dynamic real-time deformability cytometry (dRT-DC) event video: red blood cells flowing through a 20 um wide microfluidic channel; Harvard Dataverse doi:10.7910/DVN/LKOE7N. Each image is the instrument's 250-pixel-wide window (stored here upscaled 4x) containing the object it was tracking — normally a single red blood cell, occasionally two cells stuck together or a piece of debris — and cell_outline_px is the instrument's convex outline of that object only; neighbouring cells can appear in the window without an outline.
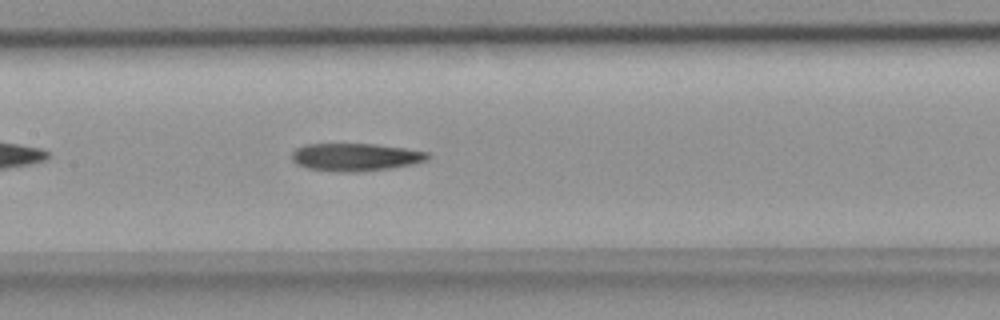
{"species": "common noctule bat (a hibernating species)", "species_latin": "Nyctalus noctula", "temperature_condition": "room temperature", "stored_images_in_passage": 38, "camera_frame_rate_fps": 3000, "um_per_image_px": 0.085, "animal": {"sex": "female", "body_mass_g": 18.4}, "frame": {"image": 1, "passage_image": 11, "time_ms": 3.333, "image_size_px": [1000, 320], "cell_outline_px": [[432, 156], [428, 160], [412, 164], [388, 168], [348, 172], [308, 168], [296, 164], [292, 160], [292, 152], [296, 148], [304, 144], [376, 144], [404, 148], [428, 152]], "centroid_in_image_um": [30.22, 13.33], "position_along_channel_um": 177.2, "area_um2": 21.73}}
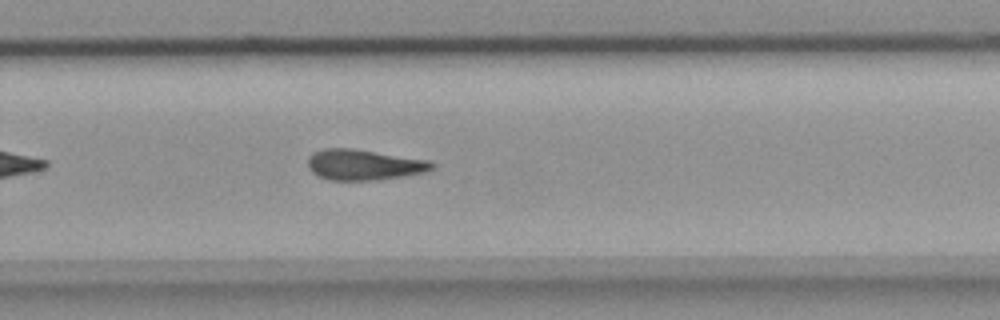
{"frame": {"image": 2, "passage_image": 20, "time_ms": 6.333, "image_size_px": [1000, 320], "cell_outline_px": [[436, 164], [432, 168], [424, 172], [380, 180], [328, 180], [312, 172], [308, 168], [308, 156], [324, 148], [352, 148], [428, 160]], "centroid_in_image_um": [30.91, 14.0], "position_along_channel_um": 298.9, "area_um2": 22.02}}
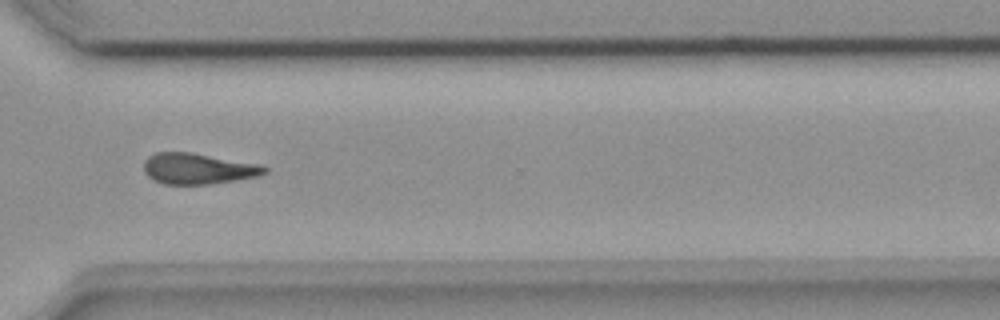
{"frame": {"image": 3, "passage_image": 24, "time_ms": 7.667, "image_size_px": [1000, 320], "cell_outline_px": [[268, 172], [256, 176], [236, 180], [208, 184], [164, 184], [152, 180], [144, 172], [144, 160], [148, 156], [156, 152], [192, 152], [260, 164], [268, 168]], "centroid_in_image_um": [16.81, 14.33], "position_along_channel_um": 353.8, "area_um2": 21.85}}